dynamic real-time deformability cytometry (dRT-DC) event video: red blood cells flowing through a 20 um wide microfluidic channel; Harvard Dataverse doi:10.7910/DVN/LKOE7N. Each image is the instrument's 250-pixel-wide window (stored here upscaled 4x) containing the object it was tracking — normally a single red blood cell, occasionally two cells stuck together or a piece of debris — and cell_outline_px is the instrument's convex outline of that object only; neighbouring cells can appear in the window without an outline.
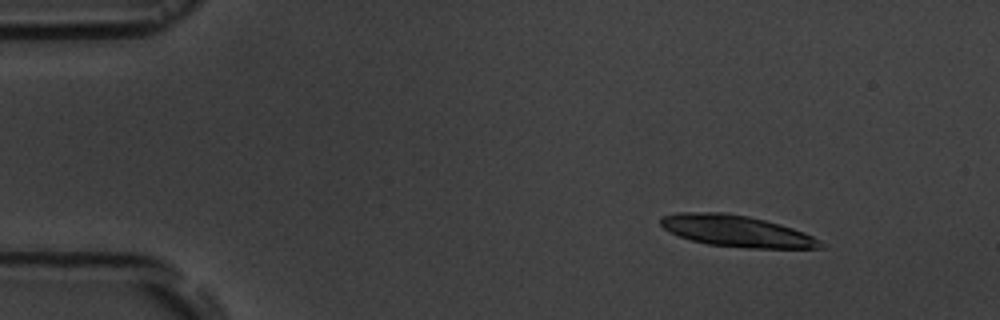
{"species": "common noctule bat (a hibernating species)", "species_latin": "Nyctalus noctula", "temperature_condition": "room temperature", "stored_images_in_passage": 6, "camera_frame_rate_fps": 3000, "um_per_image_px": 0.085, "animal": {"sex": "male", "body_mass_g": 19.5, "forearm_length_mm": 54.6}, "frame": {"image": 1, "passage_image": 1, "time_ms": 0.0, "image_size_px": [1000, 320], "cell_outline_px": [[828, 248], [748, 248], [708, 244], [676, 236], [668, 232], [660, 224], [660, 216], [676, 212], [724, 212], [748, 216], [780, 224], [804, 232], [820, 240]], "centroid_in_image_um": [62.57, 19.63], "position_along_channel_um": 22.4, "area_um2": 29.48}}